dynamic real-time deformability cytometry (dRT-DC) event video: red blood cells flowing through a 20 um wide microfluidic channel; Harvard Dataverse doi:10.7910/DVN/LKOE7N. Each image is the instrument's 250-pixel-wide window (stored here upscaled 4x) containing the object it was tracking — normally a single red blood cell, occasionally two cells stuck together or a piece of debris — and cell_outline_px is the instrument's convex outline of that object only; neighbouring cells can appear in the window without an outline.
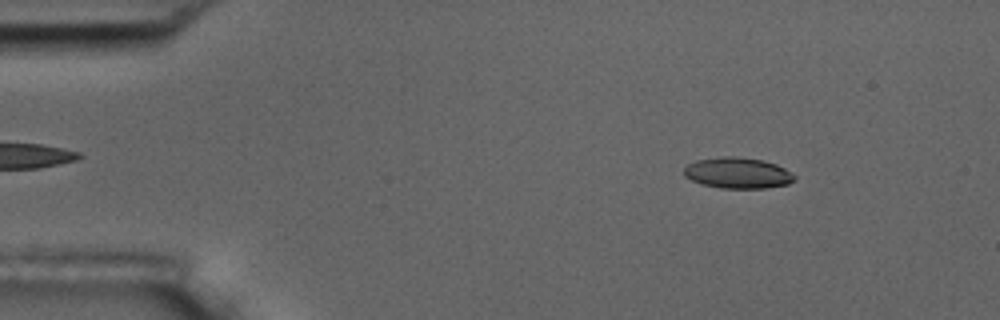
{"species": "common noctule bat (a hibernating species)", "species_latin": "Nyctalus noctula", "temperature_condition": "room temperature", "stored_images_in_passage": 56, "camera_frame_rate_fps": 3000, "um_per_image_px": 0.085, "animal": {"sex": "male", "body_mass_g": 17.5, "forearm_length_mm": 52.3}, "frame": {"image": 1, "passage_image": 7, "time_ms": 2.0, "image_size_px": [1000, 320], "cell_outline_px": [[796, 180], [788, 184], [764, 188], [720, 188], [700, 184], [684, 176], [684, 168], [688, 164], [696, 160], [724, 156], [736, 156], [760, 160], [776, 164], [784, 168], [796, 176]], "centroid_in_image_um": [62.7, 14.71], "position_along_channel_um": 22.3, "area_um2": 19.94}}
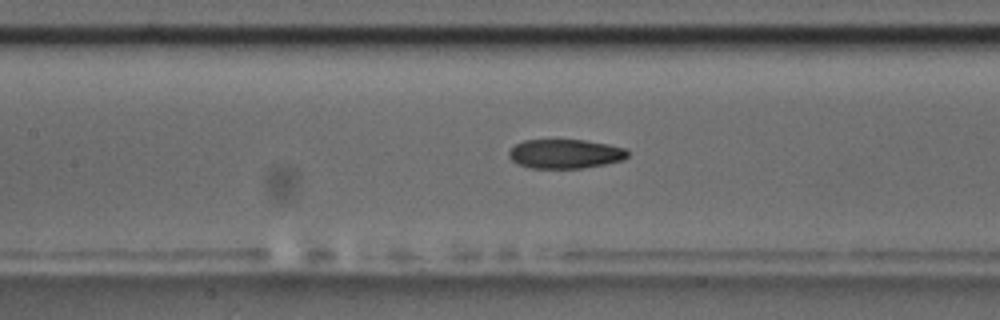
{"frame": {"image": 2, "passage_image": 25, "time_ms": 8.0, "image_size_px": [1000, 320], "cell_outline_px": [[628, 156], [624, 160], [584, 168], [532, 168], [520, 164], [512, 160], [508, 156], [508, 152], [516, 144], [524, 140], [584, 140], [608, 144], [628, 148]], "centroid_in_image_um": [48.08, 13.07], "position_along_channel_um": 159.3, "area_um2": 20.23}}
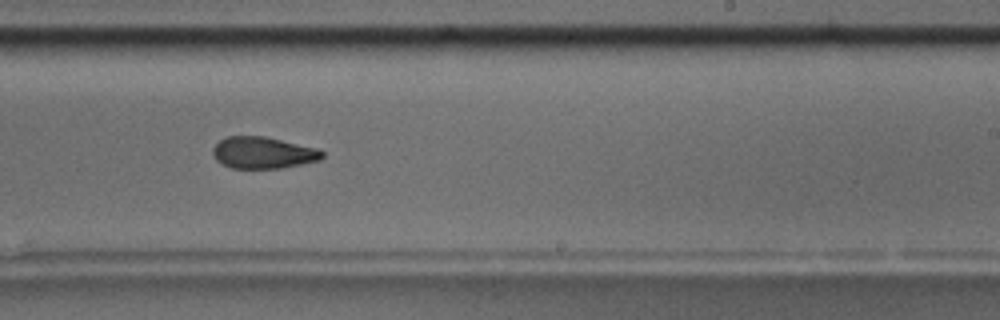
{"frame": {"image": 3, "passage_image": 34, "time_ms": 11.0, "image_size_px": [1000, 320], "cell_outline_px": [[324, 156], [320, 160], [280, 168], [232, 168], [216, 160], [212, 156], [212, 148], [224, 136], [264, 136], [320, 148], [324, 152]], "centroid_in_image_um": [22.37, 12.97], "position_along_channel_um": 266.6, "area_um2": 20.35}, "authors_computed_cell_mechanics": {"area_um2": 20.9525, "velocity_mm_per_s": 3.5981, "shape_relaxation_time_tau1_ms": 11.1661, "shape_relaxation_time_tau2_ms": 3.9519, "deformation_change_tau1": 0.2167, "deformation_change_tau2": 0.1065}}